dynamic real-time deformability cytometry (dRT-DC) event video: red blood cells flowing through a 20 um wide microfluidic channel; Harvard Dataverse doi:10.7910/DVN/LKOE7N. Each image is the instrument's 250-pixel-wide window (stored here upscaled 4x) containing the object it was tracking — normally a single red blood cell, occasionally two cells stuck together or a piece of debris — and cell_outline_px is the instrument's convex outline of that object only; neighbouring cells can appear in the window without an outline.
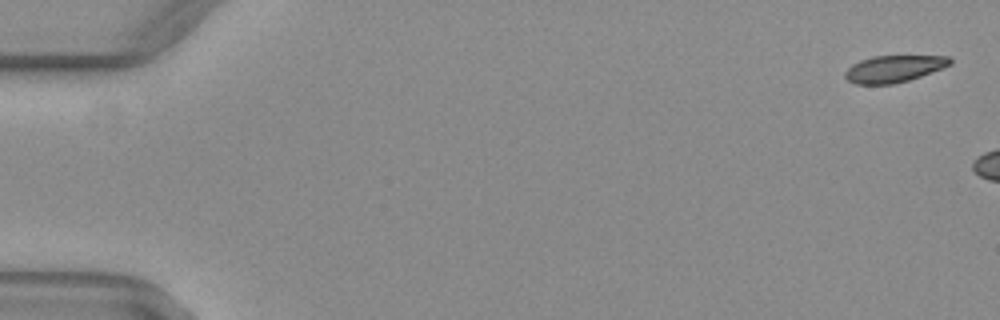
{"species": "common noctule bat (a hibernating species)", "species_latin": "Nyctalus noctula", "temperature_condition": "warm", "stored_images_in_passage": 8, "camera_frame_rate_fps": 3000, "um_per_image_px": 0.085, "animal": {"sex": "female", "body_mass_g": 29.2, "forearm_length_mm": 56.3}, "frame": {"image": 1, "passage_image": 1, "time_ms": 0.0, "image_size_px": [1000, 320], "cell_outline_px": [[952, 64], [920, 76], [908, 80], [892, 84], [856, 84], [848, 80], [844, 76], [844, 72], [852, 64], [860, 60], [872, 56], [952, 56]], "centroid_in_image_um": [75.97, 5.84], "position_along_channel_um": 9.0, "area_um2": 16.36}}